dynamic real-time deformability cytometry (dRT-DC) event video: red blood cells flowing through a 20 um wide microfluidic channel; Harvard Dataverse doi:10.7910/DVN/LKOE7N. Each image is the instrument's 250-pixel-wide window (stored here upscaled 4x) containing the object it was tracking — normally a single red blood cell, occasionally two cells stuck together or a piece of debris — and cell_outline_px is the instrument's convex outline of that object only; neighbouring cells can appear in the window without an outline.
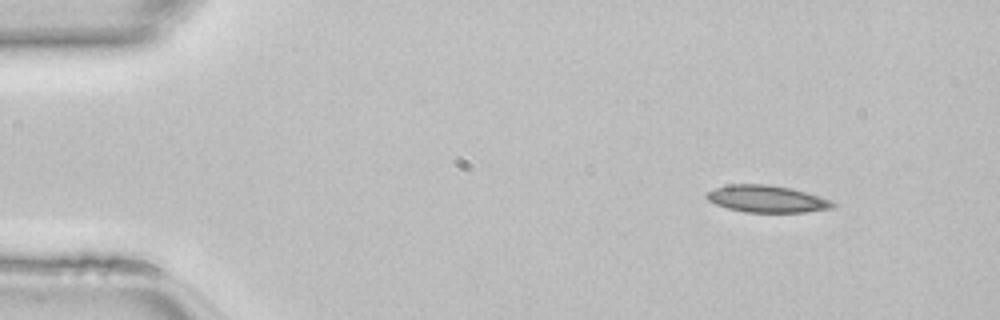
{"species": "common noctule bat (a hibernating species)", "species_latin": "Nyctalus noctula", "temperature_condition": "room temperature", "stored_images_in_passage": 47, "camera_frame_rate_fps": 3000, "um_per_image_px": 0.085, "animal": {"sex": "female", "body_mass_g": 22.7, "forearm_length_mm": 54.2}, "frame": {"image": 1, "passage_image": 5, "time_ms": 1.333, "image_size_px": [1000, 320], "cell_outline_px": [[836, 204], [832, 208], [804, 212], [744, 212], [728, 208], [716, 204], [708, 200], [704, 196], [708, 192], [716, 188], [728, 184], [768, 184], [788, 188], [804, 192], [828, 200]], "centroid_in_image_um": [65.12, 16.91], "position_along_channel_um": 19.9, "area_um2": 19.48}}
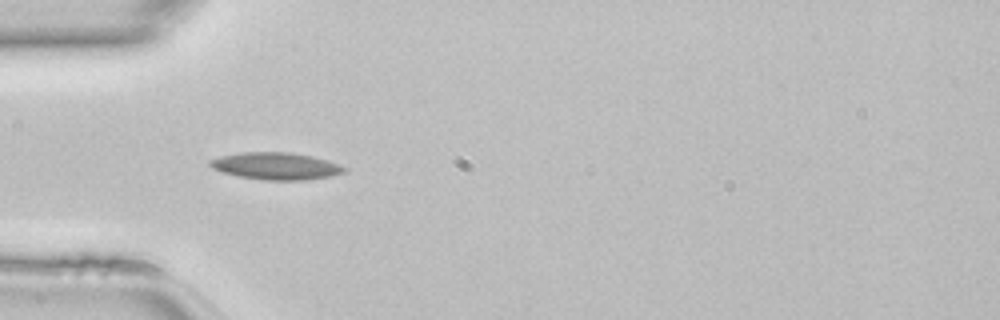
{"frame": {"image": 2, "passage_image": 14, "time_ms": 4.333, "image_size_px": [1000, 320], "cell_outline_px": [[348, 168], [344, 172], [332, 176], [304, 180], [264, 180], [240, 176], [224, 172], [212, 168], [208, 164], [208, 160], [220, 156], [240, 152], [288, 152], [312, 156], [328, 160], [340, 164]], "centroid_in_image_um": [23.47, 14.11], "position_along_channel_um": 61.5, "area_um2": 21.27}}
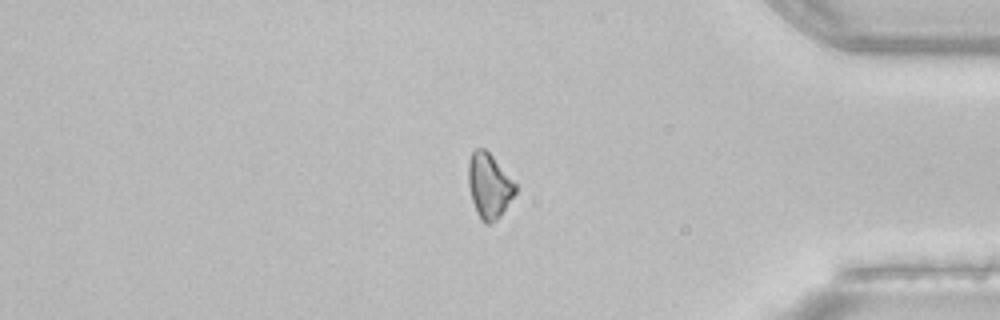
{"frame": {"image": 3, "passage_image": 39, "time_ms": 12.667, "image_size_px": [1000, 320], "cell_outline_px": [[516, 192], [500, 216], [492, 224], [484, 224], [480, 220], [476, 212], [472, 200], [468, 184], [468, 160], [472, 152], [476, 148], [484, 148], [492, 156], [516, 184]], "centroid_in_image_um": [41.55, 15.81], "position_along_channel_um": 393.7, "area_um2": 17.74}}